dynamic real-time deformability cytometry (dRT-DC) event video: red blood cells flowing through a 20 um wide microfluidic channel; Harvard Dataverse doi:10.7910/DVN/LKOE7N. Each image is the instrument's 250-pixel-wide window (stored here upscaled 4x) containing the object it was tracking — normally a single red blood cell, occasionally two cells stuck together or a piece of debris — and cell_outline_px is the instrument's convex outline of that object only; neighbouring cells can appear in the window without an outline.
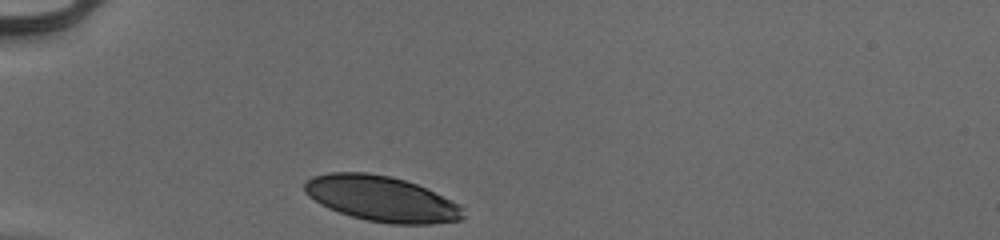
{"species": "human", "species_latin": "Homo sapiens", "temperature_condition": "cold", "stored_images_in_passage": 29, "camera_frame_rate_fps": 3000, "um_per_image_px": 0.085, "donor": {"sex": "male"}, "frame": {"image": 1, "passage_image": 1, "time_ms": 0.0, "image_size_px": [1000, 240], "cell_outline_px": [[464, 216], [460, 220], [432, 224], [392, 224], [368, 220], [352, 216], [328, 208], [320, 204], [308, 196], [304, 192], [304, 184], [312, 176], [328, 172], [364, 172], [388, 176], [404, 180], [416, 184], [460, 204], [464, 208]], "centroid_in_image_um": [32.42, 16.89], "position_along_channel_um": 52.6, "area_um2": 41.85}}
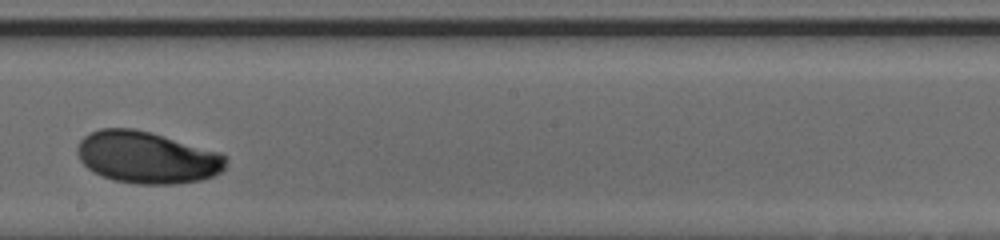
{"frame": {"image": 2, "passage_image": 17, "time_ms": 5.333, "image_size_px": [1000, 240], "cell_outline_px": [[228, 160], [224, 168], [220, 172], [204, 180], [176, 184], [136, 184], [116, 180], [100, 176], [92, 172], [80, 160], [76, 152], [76, 148], [80, 140], [84, 136], [100, 128], [132, 128], [148, 132], [220, 152], [228, 156]], "centroid_in_image_um": [12.49, 13.39], "position_along_channel_um": 235.7, "area_um2": 45.03}}
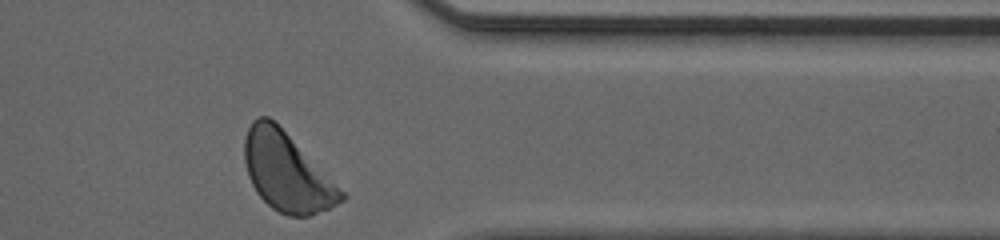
{"frame": {"image": 3, "passage_image": 29, "time_ms": 9.333, "image_size_px": [1000, 240], "cell_outline_px": [[348, 196], [344, 200], [328, 208], [308, 216], [288, 216], [272, 208], [256, 192], [248, 176], [244, 160], [244, 136], [252, 120], [260, 116], [268, 116]], "centroid_in_image_um": [24.33, 14.64], "position_along_channel_um": 387.1, "area_um2": 43.18}, "authors_computed_cell_mechanics": {"area_um2": 43.7546, "velocity_mm_per_s": 3.9255, "shape_relaxation_time_tau1_ms": 4.1575, "shape_relaxation_time_tau2_ms": null, "deformation_change_tau1": 0.1585, "deformation_change_tau2": null}}